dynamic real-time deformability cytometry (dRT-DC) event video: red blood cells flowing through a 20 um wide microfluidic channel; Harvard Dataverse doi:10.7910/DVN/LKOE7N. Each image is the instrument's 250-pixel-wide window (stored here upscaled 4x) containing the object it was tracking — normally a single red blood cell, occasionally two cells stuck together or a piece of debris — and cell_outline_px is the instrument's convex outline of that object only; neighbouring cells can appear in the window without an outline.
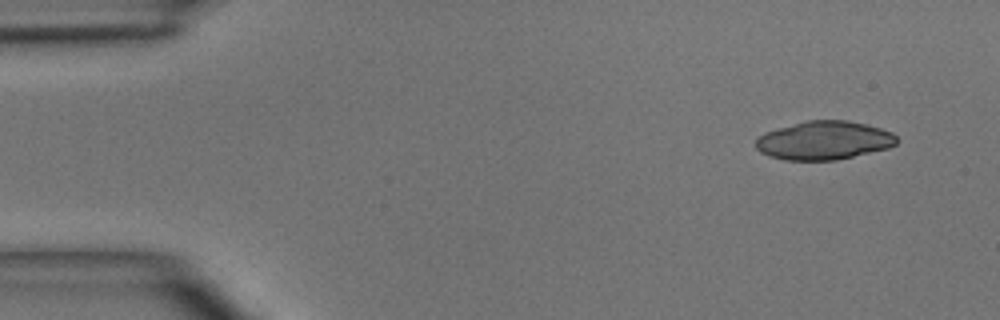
{"species": "common noctule bat (a hibernating species)", "species_latin": "Nyctalus noctula", "temperature_condition": "room temperature", "stored_images_in_passage": 4, "segment_of_instrument_passage": [2, 2], "camera_frame_rate_fps": 3000, "um_per_image_px": 0.085, "animal": {"sex": "male", "body_mass_g": 15.6}, "frame": {"image": 1, "passage_image": 4, "time_ms": 4.333, "image_size_px": [1000, 320], "cell_outline_px": [[900, 140], [896, 144], [888, 148], [836, 160], [784, 160], [760, 152], [756, 148], [756, 136], [764, 132], [804, 120], [848, 120], [880, 128], [892, 132]], "centroid_in_image_um": [70.03, 11.93], "position_along_channel_um": 15.0, "area_um2": 31.79}}